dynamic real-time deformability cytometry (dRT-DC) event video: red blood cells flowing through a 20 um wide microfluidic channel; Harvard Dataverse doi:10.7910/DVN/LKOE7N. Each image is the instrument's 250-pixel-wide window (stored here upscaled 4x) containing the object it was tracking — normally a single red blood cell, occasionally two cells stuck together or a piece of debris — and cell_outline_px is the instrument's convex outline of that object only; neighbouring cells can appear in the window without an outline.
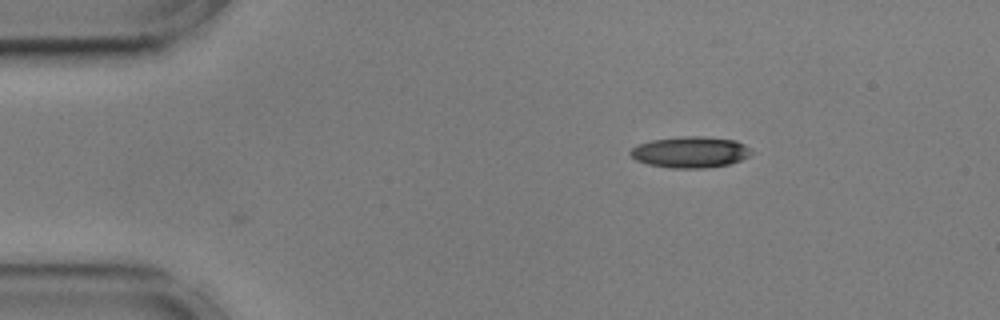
{"species": "common noctule bat (a hibernating species)", "species_latin": "Nyctalus noctula", "temperature_condition": "cold", "stored_images_in_passage": 45, "camera_frame_rate_fps": 3000, "um_per_image_px": 0.085, "animal": {"sex": "male", "body_mass_g": 17.9, "forearm_length_mm": 54.2}, "frame": {"image": 1, "passage_image": 1, "time_ms": 0.0, "image_size_px": [1000, 320], "cell_outline_px": [[752, 152], [748, 156], [740, 160], [728, 164], [704, 168], [672, 168], [648, 164], [636, 160], [628, 152], [636, 144], [652, 140], [684, 136], [700, 136], [736, 140], [744, 144]], "centroid_in_image_um": [58.64, 12.92], "position_along_channel_um": 26.4, "area_um2": 21.85}}
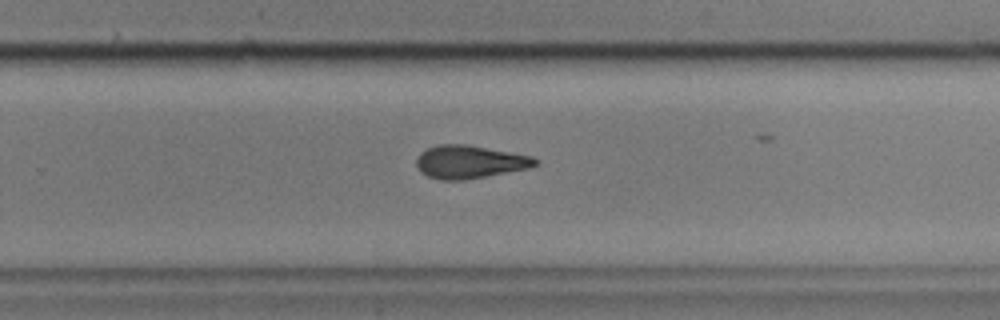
{"frame": {"image": 2, "passage_image": 28, "time_ms": 9.0, "image_size_px": [1000, 320], "cell_outline_px": [[540, 164], [528, 168], [484, 176], [460, 180], [440, 180], [428, 176], [420, 172], [416, 164], [416, 160], [420, 152], [428, 148], [440, 144], [468, 144], [532, 156], [540, 160]], "centroid_in_image_um": [39.92, 13.75], "position_along_channel_um": 289.9, "area_um2": 22.83}}
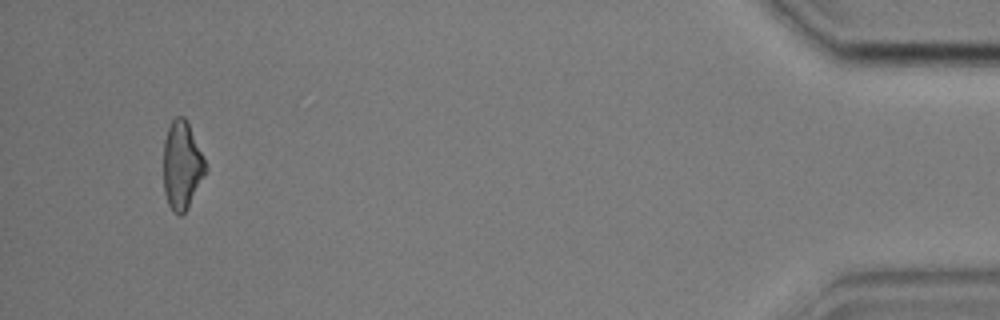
{"frame": {"image": 3, "passage_image": 45, "time_ms": 14.667, "image_size_px": [1000, 320], "cell_outline_px": [[208, 168], [188, 208], [180, 216], [172, 212], [168, 204], [164, 192], [164, 140], [168, 128], [172, 120], [176, 116], [184, 116], [188, 124]], "centroid_in_image_um": [15.45, 14.09], "position_along_channel_um": 419.7, "area_um2": 21.39}, "authors_computed_cell_mechanics": {"area_um2": 22.5998, "velocity_mm_per_s": 3.5994, "shape_relaxation_time_tau1_ms": 6.5548, "shape_relaxation_time_tau2_ms": 4.5386, "deformation_change_tau1": 0.1692, "deformation_change_tau2": 0.1479}}